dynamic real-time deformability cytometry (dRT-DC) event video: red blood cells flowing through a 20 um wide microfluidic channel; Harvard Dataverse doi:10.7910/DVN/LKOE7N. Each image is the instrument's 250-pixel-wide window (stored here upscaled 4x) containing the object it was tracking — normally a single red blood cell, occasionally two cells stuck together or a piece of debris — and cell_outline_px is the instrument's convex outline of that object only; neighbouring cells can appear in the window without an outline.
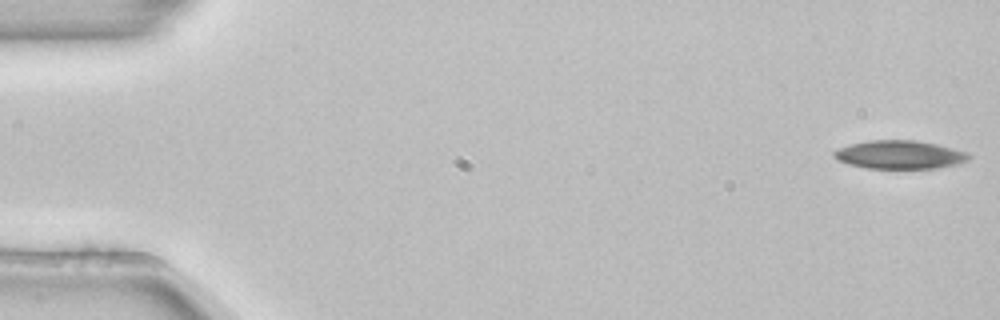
{"species": "common noctule bat (a hibernating species)", "species_latin": "Nyctalus noctula", "temperature_condition": "room temperature", "stored_images_in_passage": 53, "camera_frame_rate_fps": 3000, "um_per_image_px": 0.085, "animal": {"sex": "female", "body_mass_g": 22.7, "forearm_length_mm": 54.2}, "frame": {"image": 1, "passage_image": 1, "time_ms": 0.0, "image_size_px": [1000, 320], "cell_outline_px": [[972, 156], [968, 160], [956, 164], [940, 168], [868, 168], [848, 164], [836, 160], [832, 156], [832, 152], [836, 148], [848, 144], [868, 140], [916, 140], [936, 144], [968, 152]], "centroid_in_image_um": [76.42, 13.14], "position_along_channel_um": 8.6, "area_um2": 22.54}}
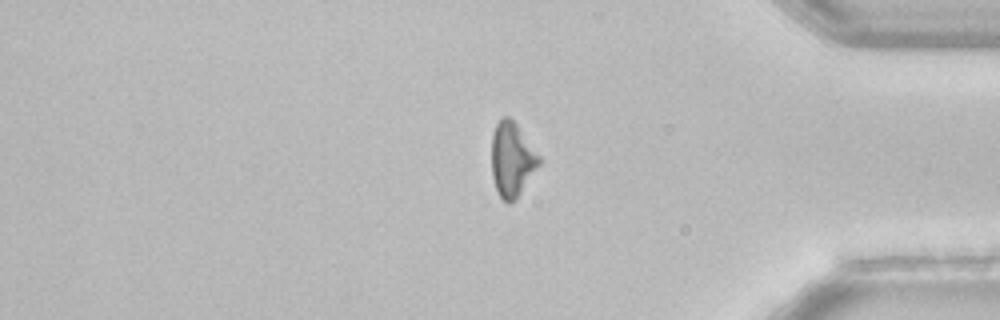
{"frame": {"image": 2, "passage_image": 44, "time_ms": 14.333, "image_size_px": [1000, 320], "cell_outline_px": [[544, 160], [516, 200], [508, 204], [496, 192], [492, 176], [492, 132], [500, 116], [508, 116], [516, 124]], "centroid_in_image_um": [43.54, 13.57], "position_along_channel_um": 391.7, "area_um2": 21.04}}
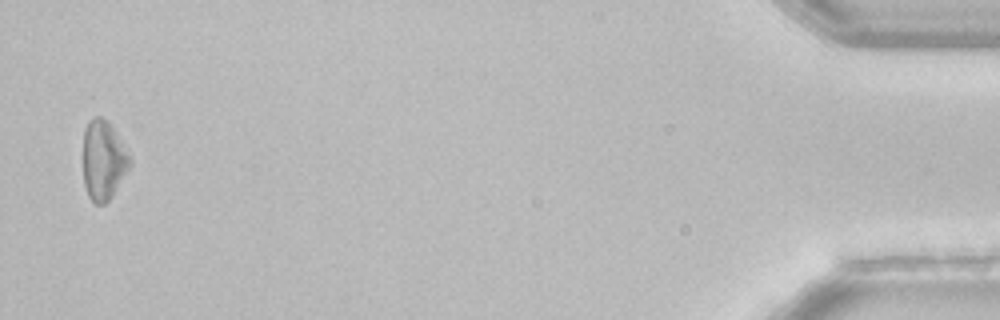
{"frame": {"image": 3, "passage_image": 52, "time_ms": 17.0, "image_size_px": [1000, 320], "cell_outline_px": [[132, 164], [112, 196], [104, 204], [96, 204], [88, 196], [84, 184], [84, 128], [88, 120], [92, 116], [100, 116], [108, 120], [116, 132], [132, 160]], "centroid_in_image_um": [8.79, 13.59], "position_along_channel_um": 426.4, "area_um2": 21.73}, "authors_computed_cell_mechanics": {"area_um2": 22.4842, "velocity_mm_per_s": 3.8627, "shape_relaxation_time_tau1_ms": 1.7798, "shape_relaxation_time_tau2_ms": null, "deformation_change_tau1": 0.0604, "deformation_change_tau2": null}}